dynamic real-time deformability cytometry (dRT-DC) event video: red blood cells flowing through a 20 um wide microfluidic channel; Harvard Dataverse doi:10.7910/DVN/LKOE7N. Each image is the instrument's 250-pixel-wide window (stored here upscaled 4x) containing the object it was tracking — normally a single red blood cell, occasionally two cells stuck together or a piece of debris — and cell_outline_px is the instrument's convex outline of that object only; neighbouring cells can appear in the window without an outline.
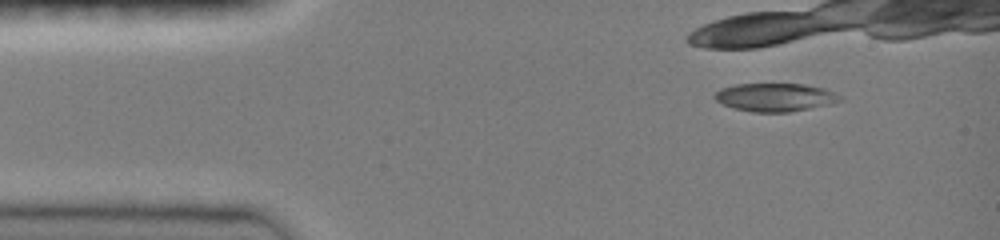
{"species": "common noctule bat (a hibernating species)", "species_latin": "Nyctalus noctula", "temperature_condition": "room temperature", "stored_images_in_passage": 4, "camera_frame_rate_fps": 3000, "um_per_image_px": 0.085, "animal": {"sex": "female", "body_mass_g": 19.0, "forearm_length_mm": 51.5}, "frame": {"image": 1, "passage_image": 1, "time_ms": 0.0, "image_size_px": [1000, 240], "cell_outline_px": [[844, 100], [832, 104], [788, 112], [752, 112], [736, 108], [724, 104], [716, 100], [712, 96], [720, 88], [736, 84], [804, 84], [824, 88], [836, 92], [844, 96]], "centroid_in_image_um": [65.96, 8.26], "position_along_channel_um": 19.0, "area_um2": 20.75}}